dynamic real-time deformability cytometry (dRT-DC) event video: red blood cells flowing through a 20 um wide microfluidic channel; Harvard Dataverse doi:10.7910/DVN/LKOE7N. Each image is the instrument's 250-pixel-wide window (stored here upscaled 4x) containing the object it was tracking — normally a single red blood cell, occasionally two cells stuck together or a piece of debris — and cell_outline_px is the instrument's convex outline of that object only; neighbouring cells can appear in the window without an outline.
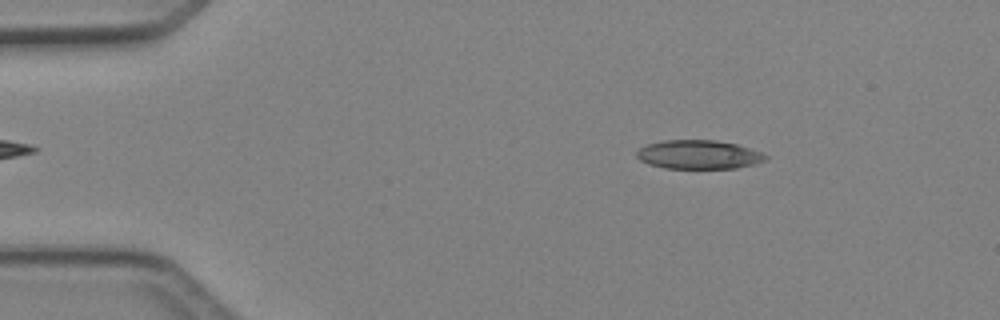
{"species": "Egyptian fruit bat (a non-hibernating species)", "species_latin": "Rousettus aegyptiacus", "temperature_condition": "cold", "stored_images_in_passage": 47, "camera_frame_rate_fps": 3000, "um_per_image_px": 0.085, "animal": {"sex": "female"}, "frame": {"image": 1, "passage_image": 7, "time_ms": 2.0, "image_size_px": [1000, 320], "cell_outline_px": [[768, 156], [764, 160], [756, 164], [736, 168], [664, 168], [648, 164], [640, 160], [636, 156], [636, 152], [640, 148], [648, 144], [664, 140], [716, 140], [736, 144], [760, 152]], "centroid_in_image_um": [59.37, 13.14], "position_along_channel_um": 25.6, "area_um2": 21.56}}
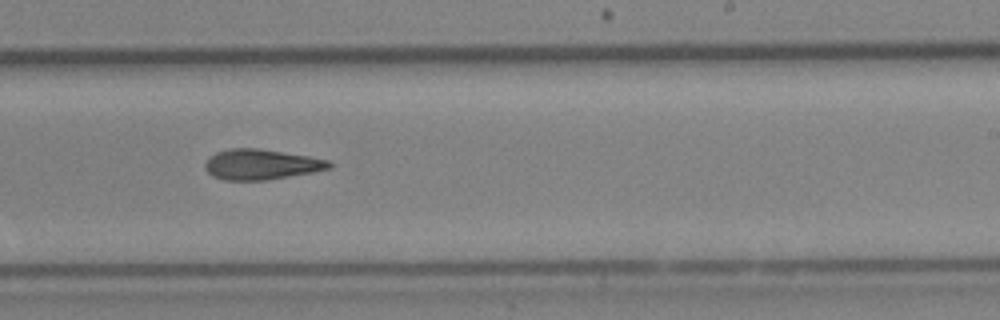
{"frame": {"image": 2, "passage_image": 29, "time_ms": 9.333, "image_size_px": [1000, 320], "cell_outline_px": [[332, 168], [312, 172], [268, 180], [224, 180], [212, 176], [204, 168], [204, 164], [208, 156], [216, 152], [228, 148], [256, 148], [308, 156], [328, 160], [332, 164]], "centroid_in_image_um": [22.15, 13.98], "position_along_channel_um": 266.8, "area_um2": 22.02}}
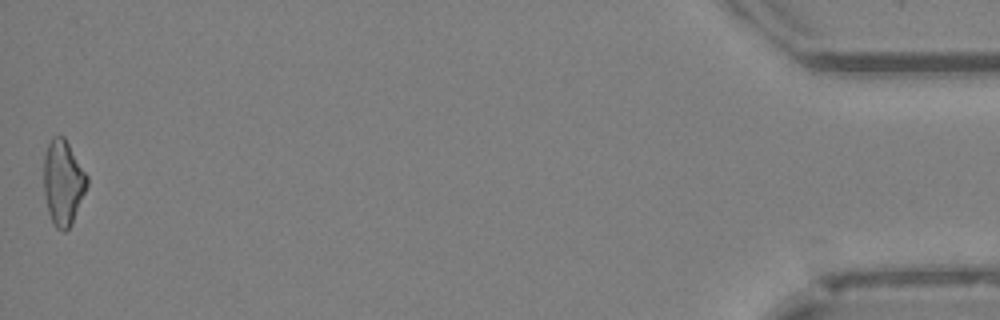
{"frame": {"image": 3, "passage_image": 47, "time_ms": 15.333, "image_size_px": [1000, 320], "cell_outline_px": [[88, 184], [72, 224], [64, 232], [56, 228], [48, 212], [44, 192], [44, 156], [48, 144], [52, 136], [64, 136], [88, 176]], "centroid_in_image_um": [5.36, 15.51], "position_along_channel_um": 429.8, "area_um2": 21.39}, "authors_computed_cell_mechanics": {"area_um2": 22.0218, "velocity_mm_per_s": 4.2697, "shape_relaxation_time_tau1_ms": null, "shape_relaxation_time_tau2_ms": 8.299, "deformation_change_tau1": null, "deformation_change_tau2": 0.2209}}